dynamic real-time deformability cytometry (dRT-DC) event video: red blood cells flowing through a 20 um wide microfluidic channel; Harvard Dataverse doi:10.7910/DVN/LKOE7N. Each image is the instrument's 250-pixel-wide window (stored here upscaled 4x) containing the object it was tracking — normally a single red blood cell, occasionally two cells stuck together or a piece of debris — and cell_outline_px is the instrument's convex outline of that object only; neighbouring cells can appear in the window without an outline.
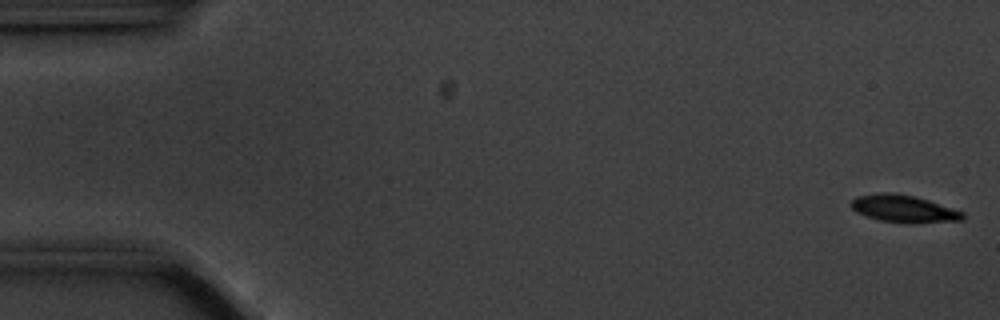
{"species": "common noctule bat (a hibernating species)", "species_latin": "Nyctalus noctula", "temperature_condition": "cold", "stored_images_in_passage": 56, "camera_frame_rate_fps": 3000, "um_per_image_px": 0.085, "animal": {"sex": "male", "body_mass_g": 20.1, "forearm_length_mm": 53.5}, "frame": {"image": 1, "passage_image": 1, "time_ms": 0.0, "image_size_px": [1000, 320], "cell_outline_px": [[964, 220], [916, 224], [908, 224], [880, 220], [856, 212], [848, 204], [856, 196], [880, 192], [888, 192], [912, 196], [928, 200], [964, 212]], "centroid_in_image_um": [76.81, 17.76], "position_along_channel_um": 8.2, "area_um2": 17.92}}
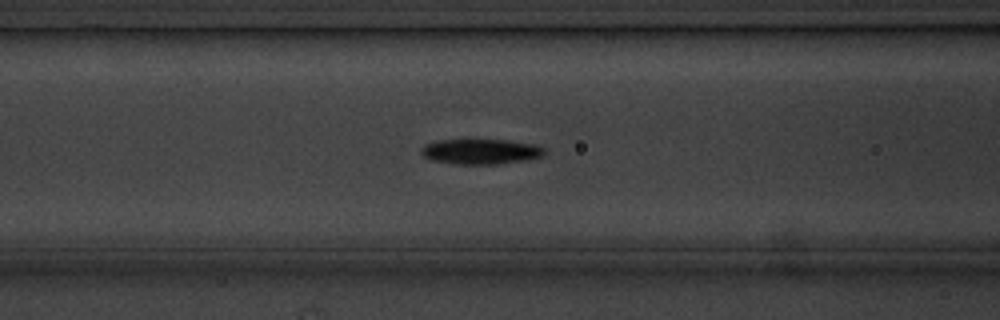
{"frame": {"image": 2, "passage_image": 22, "time_ms": 7.0, "image_size_px": [1000, 320], "cell_outline_px": [[544, 156], [524, 160], [496, 164], [452, 164], [432, 160], [424, 156], [420, 152], [420, 148], [424, 144], [436, 140], [464, 136], [472, 136], [508, 140], [536, 144], [544, 148]], "centroid_in_image_um": [40.78, 12.81], "position_along_channel_um": 125.8, "area_um2": 19.36}}
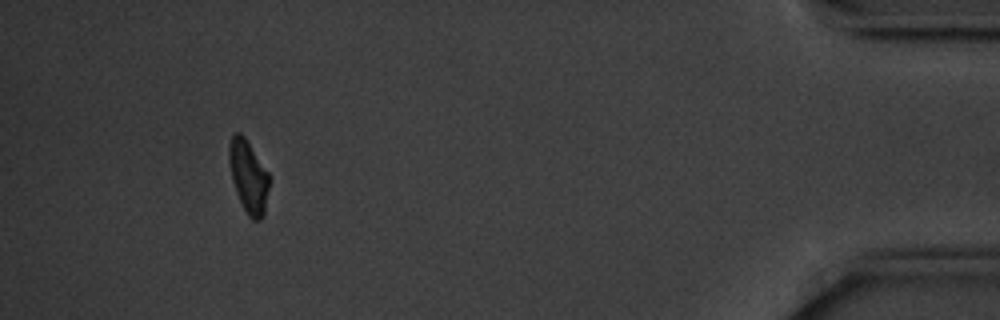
{"frame": {"image": 3, "passage_image": 52, "time_ms": 17.0, "image_size_px": [1000, 320], "cell_outline_px": [[268, 188], [264, 216], [260, 220], [252, 220], [248, 216], [236, 192], [232, 180], [228, 156], [228, 144], [232, 136], [236, 132], [240, 132], [244, 136], [268, 172]], "centroid_in_image_um": [21.1, 15.0], "position_along_channel_um": 414.1, "area_um2": 16.76}, "authors_computed_cell_mechanics": {"area_um2": 17.8891, "velocity_mm_per_s": 3.5326, "shape_relaxation_time_tau1_ms": 1.6138, "shape_relaxation_time_tau2_ms": null, "deformation_change_tau1": 0.1194, "deformation_change_tau2": null}}